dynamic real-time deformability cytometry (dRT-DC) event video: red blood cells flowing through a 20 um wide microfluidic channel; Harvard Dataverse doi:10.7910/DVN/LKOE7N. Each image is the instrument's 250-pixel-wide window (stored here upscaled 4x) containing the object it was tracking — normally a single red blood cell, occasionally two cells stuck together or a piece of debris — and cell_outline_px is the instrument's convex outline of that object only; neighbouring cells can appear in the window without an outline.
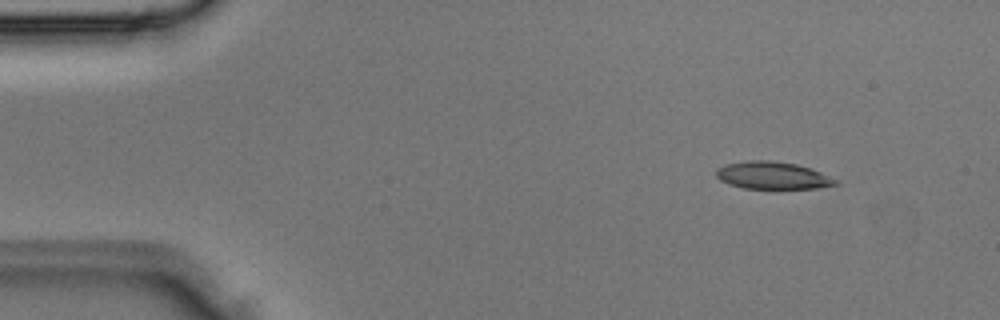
{"species": "Egyptian fruit bat (a non-hibernating species)", "species_latin": "Rousettus aegyptiacus", "temperature_condition": "room temperature", "stored_images_in_passage": 2, "camera_frame_rate_fps": 3000, "um_per_image_px": 0.085, "animal": {"sex": "male"}, "frame": {"image": 1, "passage_image": 1, "time_ms": 0.0, "image_size_px": [1000, 320], "cell_outline_px": [[840, 184], [816, 188], [744, 188], [728, 184], [720, 180], [716, 176], [716, 168], [728, 164], [748, 160], [768, 160], [796, 164], [812, 168], [840, 180]], "centroid_in_image_um": [65.71, 14.91], "position_along_channel_um": 19.3, "area_um2": 19.13}}